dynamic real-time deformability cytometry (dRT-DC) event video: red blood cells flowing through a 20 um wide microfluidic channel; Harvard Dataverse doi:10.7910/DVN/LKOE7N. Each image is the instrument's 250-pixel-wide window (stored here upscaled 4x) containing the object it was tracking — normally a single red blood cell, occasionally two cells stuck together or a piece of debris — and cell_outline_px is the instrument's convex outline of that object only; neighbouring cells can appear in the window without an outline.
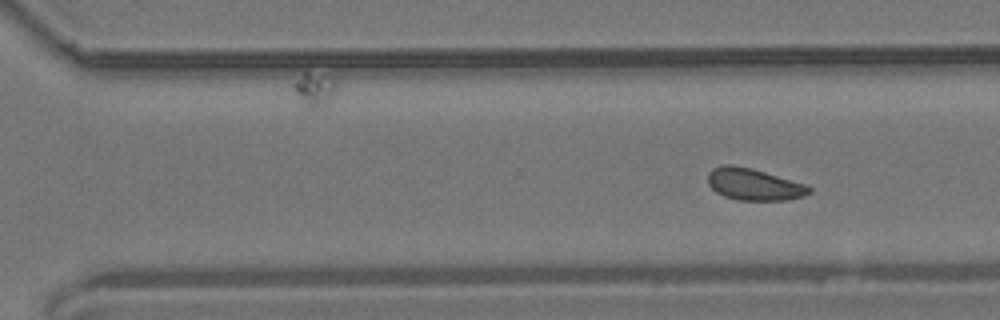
{"species": "common noctule bat (a hibernating species)", "species_latin": "Nyctalus noctula", "temperature_condition": "room temperature", "stored_images_in_passage": 16, "camera_frame_rate_fps": 3000, "um_per_image_px": 0.085, "animal": {"sex": "male", "body_mass_g": 19.2, "forearm_length_mm": 51.8}, "frame": {"image": 1, "passage_image": 16, "time_ms": 18.333, "image_size_px": [1000, 320], "cell_outline_px": [[812, 192], [804, 196], [788, 200], [736, 200], [724, 196], [716, 192], [708, 184], [708, 172], [712, 168], [720, 164], [732, 164], [752, 168], [804, 184], [812, 188]], "centroid_in_image_um": [64.05, 15.66], "position_along_channel_um": 306.6, "area_um2": 18.9}}